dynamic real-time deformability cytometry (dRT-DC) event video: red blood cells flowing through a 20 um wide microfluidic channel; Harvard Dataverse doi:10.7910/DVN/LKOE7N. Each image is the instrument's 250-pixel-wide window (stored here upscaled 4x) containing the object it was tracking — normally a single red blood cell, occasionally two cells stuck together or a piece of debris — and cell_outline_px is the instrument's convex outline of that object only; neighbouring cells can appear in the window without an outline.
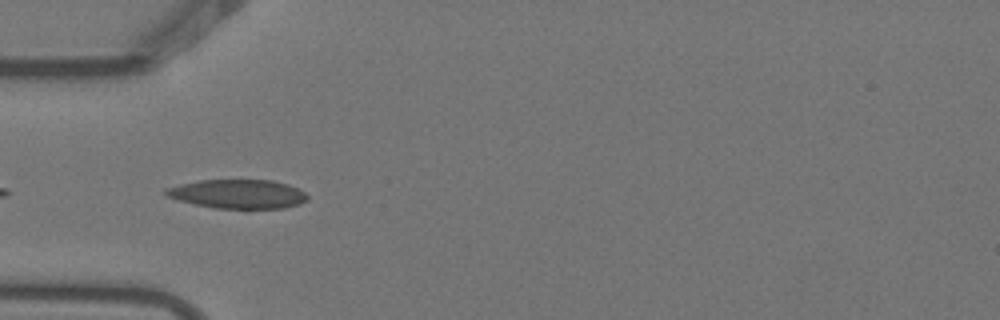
{"species": "Egyptian fruit bat (a non-hibernating species)", "species_latin": "Rousettus aegyptiacus", "temperature_condition": "warm", "stored_images_in_passage": 4, "camera_frame_rate_fps": 3000, "um_per_image_px": 0.085, "animal": {"sex": "female"}, "frame": {"image": 1, "passage_image": 2, "time_ms": 0.333, "image_size_px": [1000, 320], "cell_outline_px": [[308, 200], [300, 204], [284, 208], [216, 208], [196, 204], [180, 200], [168, 196], [164, 192], [164, 188], [180, 184], [200, 180], [272, 180], [288, 184], [304, 192], [308, 196]], "centroid_in_image_um": [20.25, 16.48], "position_along_channel_um": 64.8, "area_um2": 23.76}}
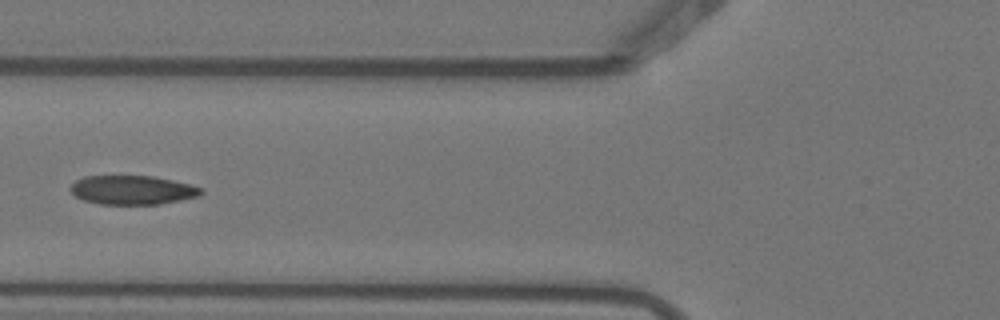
{"frame": {"image": 2, "passage_image": 3, "time_ms": 0.667, "image_size_px": [1000, 320], "cell_outline_px": [[204, 192], [200, 196], [180, 200], [156, 204], [100, 204], [84, 200], [76, 196], [68, 188], [76, 180], [84, 176], [152, 176], [192, 184], [204, 188]], "centroid_in_image_um": [11.29, 16.14], "position_along_channel_um": 114.5, "area_um2": 22.14}}
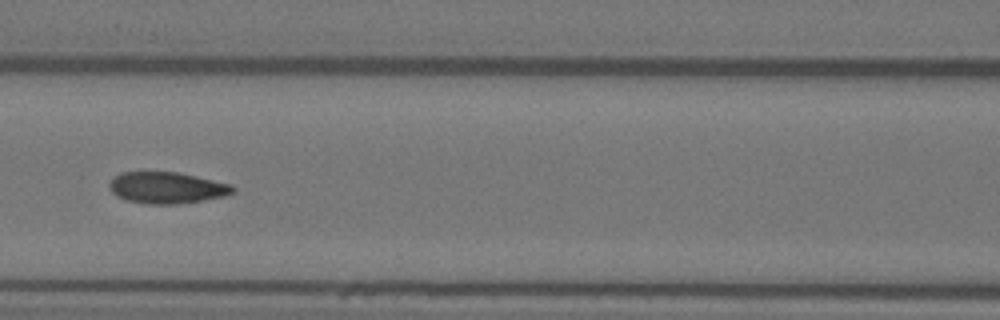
{"frame": {"image": 3, "passage_image": 4, "time_ms": 1.0, "image_size_px": [1000, 320], "cell_outline_px": [[236, 192], [224, 196], [176, 204], [148, 204], [128, 200], [116, 196], [108, 188], [108, 184], [120, 172], [176, 172], [196, 176], [232, 184], [236, 188]], "centroid_in_image_um": [14.19, 15.95], "position_along_channel_um": 152.4, "area_um2": 22.54}}